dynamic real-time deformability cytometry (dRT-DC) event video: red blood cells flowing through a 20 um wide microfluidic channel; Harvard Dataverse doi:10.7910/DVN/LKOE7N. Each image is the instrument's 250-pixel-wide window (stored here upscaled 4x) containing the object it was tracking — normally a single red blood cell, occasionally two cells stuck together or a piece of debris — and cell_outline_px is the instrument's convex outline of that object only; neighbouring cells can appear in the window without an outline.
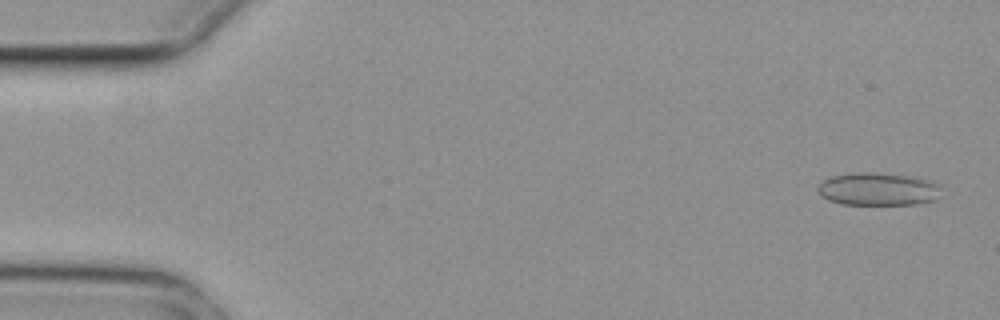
{"species": "common noctule bat (a hibernating species)", "species_latin": "Nyctalus noctula", "temperature_condition": "cold", "stored_images_in_passage": 4, "segment_of_instrument_passage": [1, 2], "camera_frame_rate_fps": 3000, "um_per_image_px": 0.085, "animal": {"sex": "female", "body_mass_g": 29.2, "forearm_length_mm": 56.3}, "frame": {"image": 1, "passage_image": 1, "time_ms": 0.0, "image_size_px": [1000, 320], "cell_outline_px": [[940, 188], [936, 200], [916, 204], [844, 204], [828, 200], [820, 196], [816, 192], [816, 188], [824, 180], [832, 176], [856, 172], [872, 172], [908, 176], [932, 180], [940, 184]], "centroid_in_image_um": [74.62, 16.07], "position_along_channel_um": 10.4, "area_um2": 23.7}}
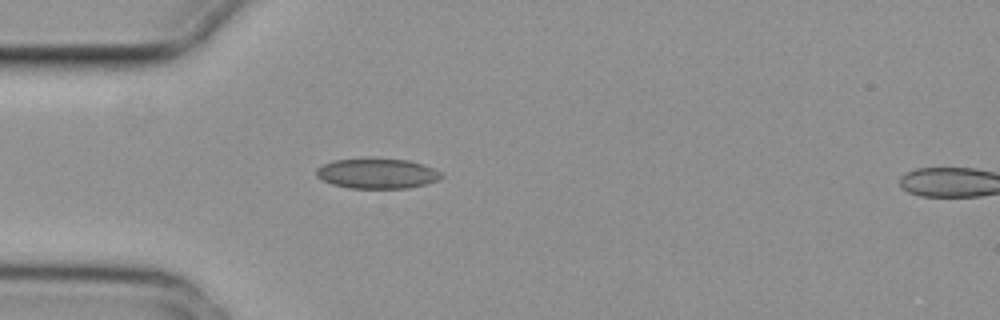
{"frame": {"image": 2, "passage_image": 3, "time_ms": 0.667, "image_size_px": [1000, 320], "cell_outline_px": [[444, 176], [440, 180], [408, 188], [348, 188], [332, 184], [316, 176], [316, 168], [332, 160], [408, 160], [424, 164], [444, 172]], "centroid_in_image_um": [32.12, 14.77], "position_along_channel_um": 52.9, "area_um2": 21.68}}